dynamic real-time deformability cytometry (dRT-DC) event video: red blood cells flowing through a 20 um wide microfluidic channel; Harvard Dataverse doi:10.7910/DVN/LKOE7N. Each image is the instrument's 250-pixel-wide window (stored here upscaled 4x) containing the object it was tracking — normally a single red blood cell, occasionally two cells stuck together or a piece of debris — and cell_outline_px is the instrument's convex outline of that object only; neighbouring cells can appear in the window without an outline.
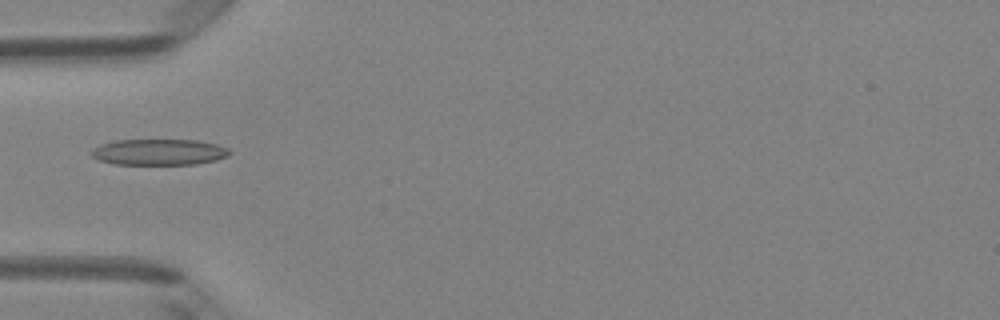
{"species": "Egyptian fruit bat (a non-hibernating species)", "species_latin": "Rousettus aegyptiacus", "temperature_condition": "room temperature", "stored_images_in_passage": 5, "camera_frame_rate_fps": 3000, "um_per_image_px": 0.085, "animal": {"sex": "female"}, "frame": {"image": 1, "passage_image": 5, "time_ms": 1.333, "image_size_px": [1000, 320], "cell_outline_px": [[232, 152], [228, 156], [216, 160], [196, 164], [116, 164], [100, 160], [92, 156], [88, 152], [92, 148], [100, 144], [116, 140], [196, 140], [216, 144], [228, 148]], "centroid_in_image_um": [13.5, 12.92], "position_along_channel_um": 71.5, "area_um2": 21.04}}